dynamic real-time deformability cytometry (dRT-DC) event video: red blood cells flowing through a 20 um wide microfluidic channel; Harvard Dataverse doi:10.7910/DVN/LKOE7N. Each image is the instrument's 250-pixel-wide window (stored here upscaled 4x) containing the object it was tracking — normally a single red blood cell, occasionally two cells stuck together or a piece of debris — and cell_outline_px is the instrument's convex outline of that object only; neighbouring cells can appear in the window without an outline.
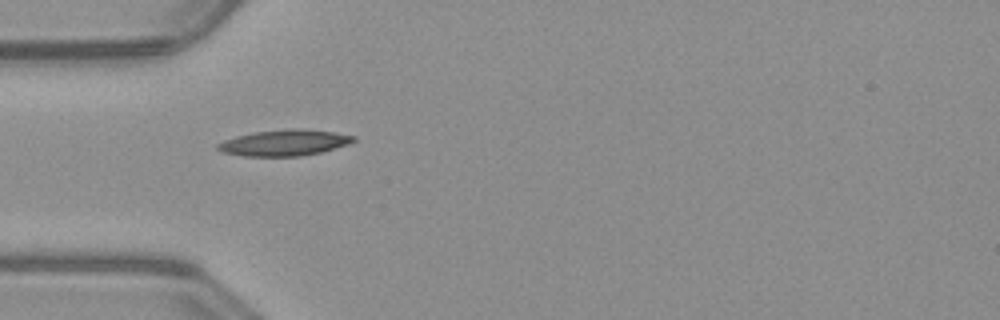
{"species": "common noctule bat (a hibernating species)", "species_latin": "Nyctalus noctula", "temperature_condition": "warm", "stored_images_in_passage": 37, "camera_frame_rate_fps": 3000, "um_per_image_px": 0.085, "animal": {"sex": "male", "body_mass_g": 23.1, "forearm_length_mm": 52.7}, "frame": {"image": 1, "passage_image": 1, "time_ms": 0.0, "image_size_px": [1000, 320], "cell_outline_px": [[356, 140], [348, 144], [320, 152], [300, 156], [244, 156], [224, 152], [216, 148], [216, 144], [224, 140], [236, 136], [256, 132], [288, 128], [300, 128], [332, 132], [356, 136]], "centroid_in_image_um": [24.16, 12.13], "position_along_channel_um": 60.8, "area_um2": 20.46}}
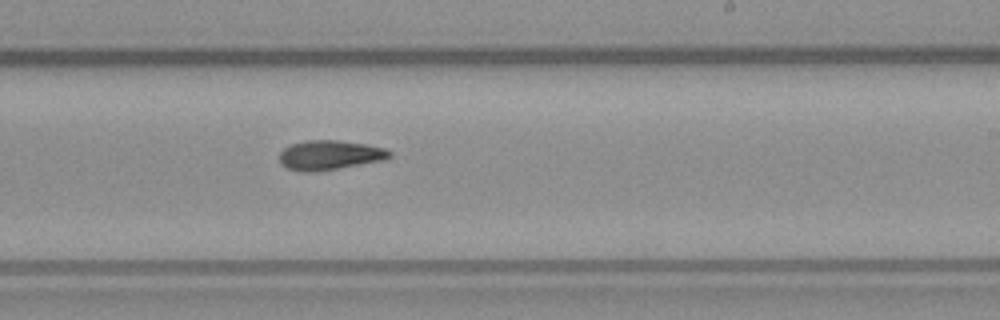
{"frame": {"image": 2, "passage_image": 16, "time_ms": 5.0, "image_size_px": [1000, 320], "cell_outline_px": [[392, 156], [384, 160], [316, 172], [300, 172], [288, 168], [280, 164], [280, 152], [284, 148], [292, 144], [304, 140], [336, 140], [368, 144], [384, 148], [392, 152]], "centroid_in_image_um": [28.02, 13.18], "position_along_channel_um": 261.0, "area_um2": 19.07}}
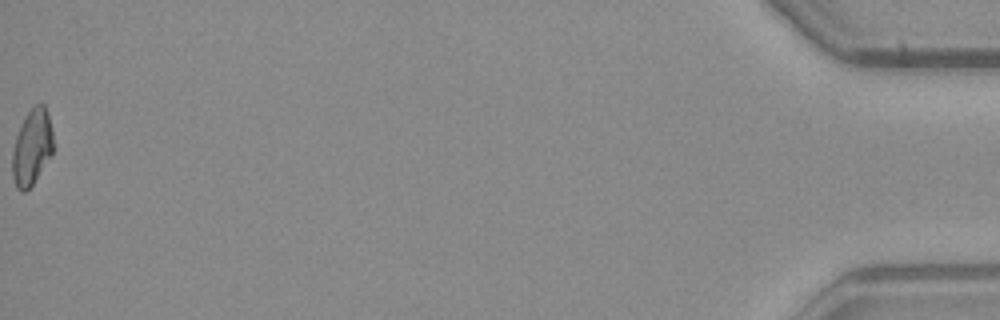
{"frame": {"image": 3, "passage_image": 37, "time_ms": 12.0, "image_size_px": [1000, 320], "cell_outline_px": [[52, 152], [32, 184], [24, 192], [20, 192], [16, 188], [12, 176], [12, 152], [16, 136], [24, 116], [36, 104], [44, 104], [48, 116], [52, 132]], "centroid_in_image_um": [2.67, 12.52], "position_along_channel_um": 432.5, "area_um2": 17.69}}